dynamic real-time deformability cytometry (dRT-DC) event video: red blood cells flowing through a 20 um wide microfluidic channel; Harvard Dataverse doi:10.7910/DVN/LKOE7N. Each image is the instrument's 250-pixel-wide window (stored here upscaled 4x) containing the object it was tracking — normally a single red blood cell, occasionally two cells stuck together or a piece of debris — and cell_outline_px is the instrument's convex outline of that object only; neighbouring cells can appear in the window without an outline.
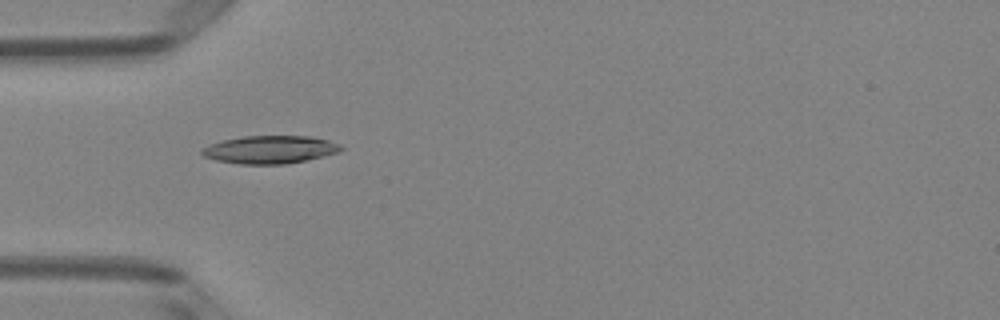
{"species": "Egyptian fruit bat (a non-hibernating species)", "species_latin": "Rousettus aegyptiacus", "temperature_condition": "room temperature", "stored_images_in_passage": 37, "camera_frame_rate_fps": 3000, "um_per_image_px": 0.085, "animal": {"sex": "female"}, "frame": {"image": 1, "passage_image": 5, "time_ms": 1.333, "image_size_px": [1000, 320], "cell_outline_px": [[344, 148], [340, 152], [304, 160], [284, 164], [240, 164], [216, 160], [204, 156], [200, 152], [200, 148], [224, 140], [244, 136], [308, 136], [328, 140], [340, 144]], "centroid_in_image_um": [22.95, 12.71], "position_along_channel_um": 62.1, "area_um2": 22.43}}
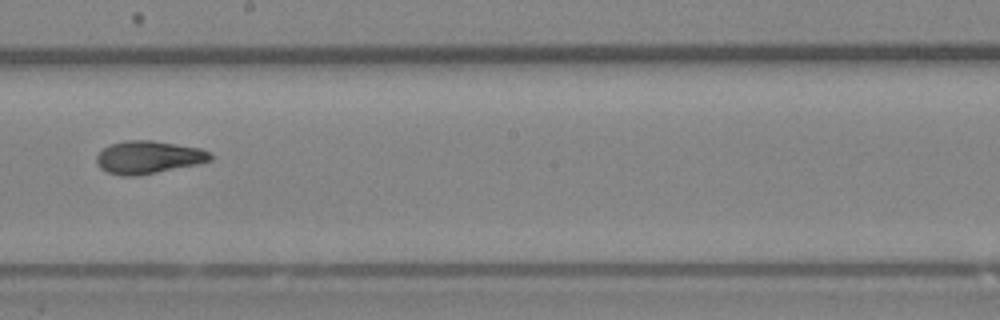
{"frame": {"image": 2, "passage_image": 18, "time_ms": 5.667, "image_size_px": [1000, 320], "cell_outline_px": [[212, 160], [196, 164], [136, 176], [124, 176], [108, 172], [100, 168], [96, 160], [96, 156], [108, 144], [124, 140], [152, 140], [200, 148], [208, 152], [212, 156]], "centroid_in_image_um": [12.58, 13.35], "position_along_channel_um": 235.6, "area_um2": 21.56}}
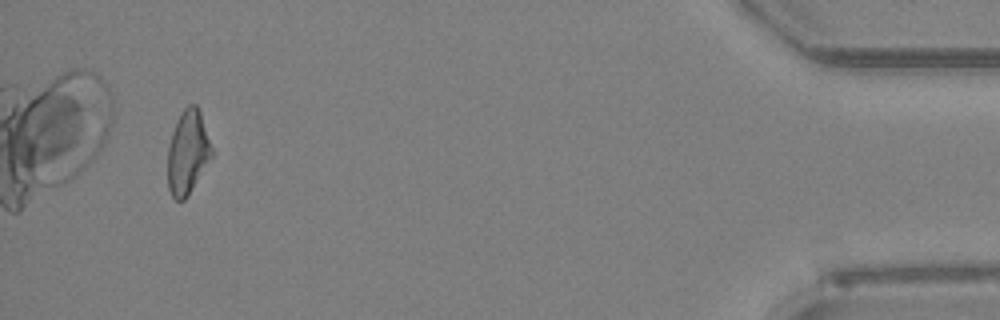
{"frame": {"image": 3, "passage_image": 37, "time_ms": 12.0, "image_size_px": [1000, 320], "cell_outline_px": [[212, 156], [188, 196], [184, 200], [176, 200], [172, 196], [168, 188], [168, 148], [172, 132], [176, 120], [184, 108], [188, 104], [196, 104], [200, 112], [212, 148]], "centroid_in_image_um": [15.94, 12.95], "position_along_channel_um": 419.3, "area_um2": 21.33}, "authors_computed_cell_mechanics": {"area_um2": 21.5016, "velocity_mm_per_s": 4.0539, "shape_relaxation_time_tau1_ms": 3.5744, "shape_relaxation_time_tau2_ms": 3.4503, "deformation_change_tau1": 0.1733, "deformation_change_tau2": 0.1017}}